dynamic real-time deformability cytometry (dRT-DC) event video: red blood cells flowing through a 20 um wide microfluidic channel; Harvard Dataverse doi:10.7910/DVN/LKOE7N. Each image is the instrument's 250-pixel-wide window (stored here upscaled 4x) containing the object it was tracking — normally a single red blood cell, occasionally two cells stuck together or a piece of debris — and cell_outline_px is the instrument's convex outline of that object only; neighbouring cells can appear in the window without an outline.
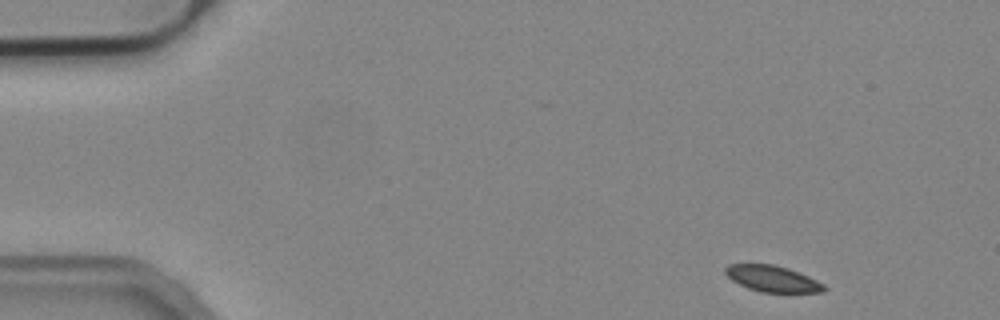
{"species": "common noctule bat (a hibernating species)", "species_latin": "Nyctalus noctula", "temperature_condition": "cold", "stored_images_in_passage": 50, "camera_frame_rate_fps": 3000, "um_per_image_px": 0.085, "animal": {"sex": "male", "body_mass_g": 19.2, "forearm_length_mm": 51.8}, "frame": {"image": 1, "passage_image": 1, "time_ms": 0.0, "image_size_px": [1000, 320], "cell_outline_px": [[828, 288], [824, 292], [760, 292], [748, 288], [732, 280], [724, 272], [724, 268], [728, 264], [772, 264], [788, 268], [808, 276], [824, 284]], "centroid_in_image_um": [65.66, 23.69], "position_along_channel_um": 19.3, "area_um2": 15.03}}
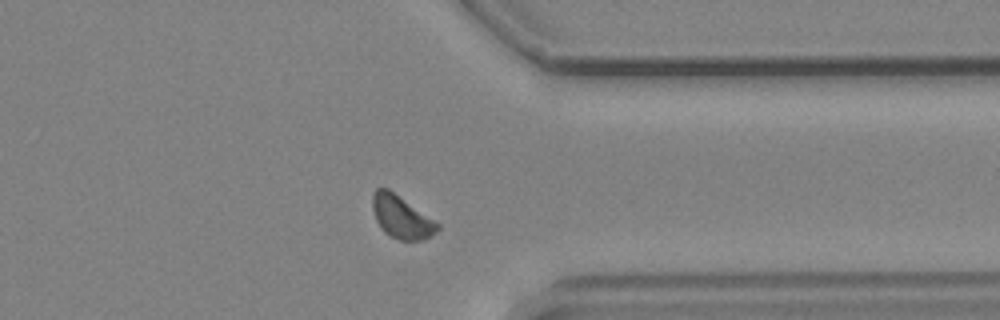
{"frame": {"image": 2, "passage_image": 38, "time_ms": 12.333, "image_size_px": [1000, 320], "cell_outline_px": [[440, 228], [436, 232], [424, 240], [400, 240], [384, 232], [376, 220], [372, 208], [372, 196], [376, 188], [388, 188], [440, 224]], "centroid_in_image_um": [34.12, 18.44], "position_along_channel_um": 377.3, "area_um2": 16.01}}
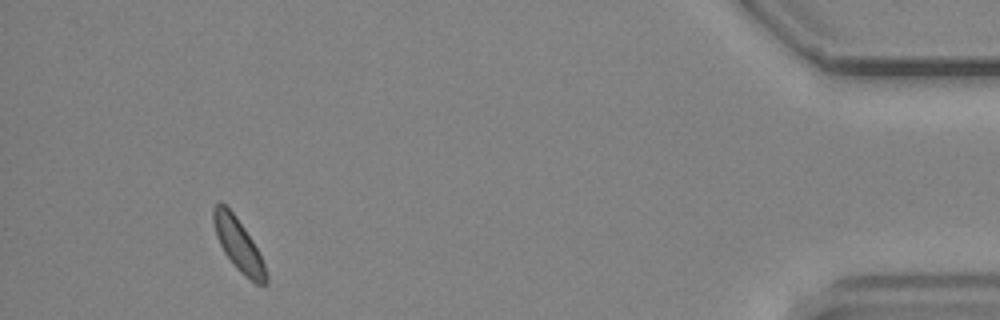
{"frame": {"image": 3, "passage_image": 46, "time_ms": 15.0, "image_size_px": [1000, 320], "cell_outline_px": [[268, 280], [264, 284], [256, 284], [240, 272], [232, 264], [224, 252], [216, 236], [212, 220], [212, 208], [220, 200], [232, 212], [244, 228], [252, 240], [264, 264], [268, 276]], "centroid_in_image_um": [20.23, 20.79], "position_along_channel_um": 415.0, "area_um2": 15.9}, "authors_computed_cell_mechanics": {"area_um2": 16.2129, "velocity_mm_per_s": 3.7562, "shape_relaxation_time_tau1_ms": 1.5575, "shape_relaxation_time_tau2_ms": null, "deformation_change_tau1": 0.0547, "deformation_change_tau2": null}}